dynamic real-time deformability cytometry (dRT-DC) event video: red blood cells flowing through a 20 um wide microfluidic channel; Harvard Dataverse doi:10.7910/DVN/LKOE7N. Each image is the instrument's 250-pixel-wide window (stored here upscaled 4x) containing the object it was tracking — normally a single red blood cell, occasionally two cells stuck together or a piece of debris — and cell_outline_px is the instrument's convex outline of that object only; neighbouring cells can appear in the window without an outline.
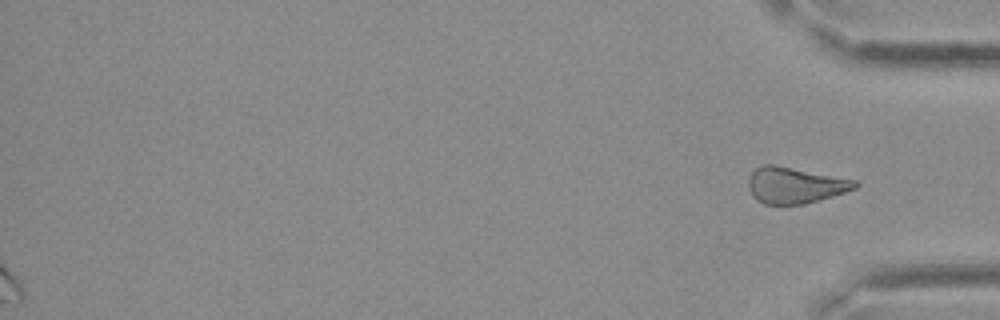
{"species": "Egyptian fruit bat (a non-hibernating species)", "species_latin": "Rousettus aegyptiacus", "temperature_condition": "cold", "stored_images_in_passage": 24, "segment_of_instrument_passage": [2, 2], "camera_frame_rate_fps": 3000, "um_per_image_px": 0.085, "frame": {"image": 1, "passage_image": 24, "time_ms": 7.667, "image_size_px": [1000, 320], "cell_outline_px": [[860, 184], [856, 188], [832, 196], [804, 204], [764, 204], [756, 200], [752, 196], [748, 188], [748, 180], [752, 172], [756, 168], [764, 164], [772, 164], [856, 180]], "centroid_in_image_um": [67.55, 15.75], "position_along_channel_um": 367.7, "area_um2": 22.31}}